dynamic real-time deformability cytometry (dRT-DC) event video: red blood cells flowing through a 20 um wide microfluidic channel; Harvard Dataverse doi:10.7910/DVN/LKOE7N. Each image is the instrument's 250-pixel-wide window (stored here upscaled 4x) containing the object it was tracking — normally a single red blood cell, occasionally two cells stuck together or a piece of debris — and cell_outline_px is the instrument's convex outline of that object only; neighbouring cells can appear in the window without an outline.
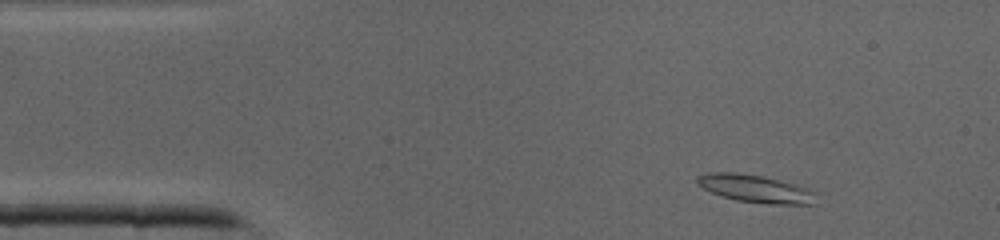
{"species": "common noctule bat (a hibernating species)", "species_latin": "Nyctalus noctula", "temperature_condition": "cold", "stored_images_in_passage": 39, "camera_frame_rate_fps": 3000, "um_per_image_px": 0.085, "animal": {"sex": "male", "body_mass_g": 19.0, "forearm_length_mm": 50.8}, "frame": {"image": 1, "passage_image": 3, "time_ms": 0.667, "image_size_px": [1000, 240], "cell_outline_px": [[816, 204], [768, 204], [736, 200], [712, 192], [696, 184], [696, 176], [708, 172], [736, 172], [764, 176], [796, 184], [808, 188], [816, 192]], "centroid_in_image_um": [64.24, 16.03], "position_along_channel_um": 20.8, "area_um2": 19.36}}
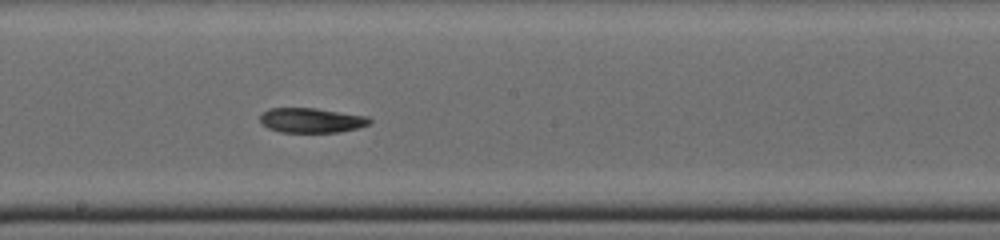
{"frame": {"image": 2, "passage_image": 20, "time_ms": 6.333, "image_size_px": [1000, 240], "cell_outline_px": [[372, 120], [368, 124], [356, 128], [340, 132], [280, 132], [268, 128], [260, 120], [260, 116], [268, 108], [316, 108], [368, 116]], "centroid_in_image_um": [26.47, 10.22], "position_along_channel_um": 221.7, "area_um2": 15.72}}
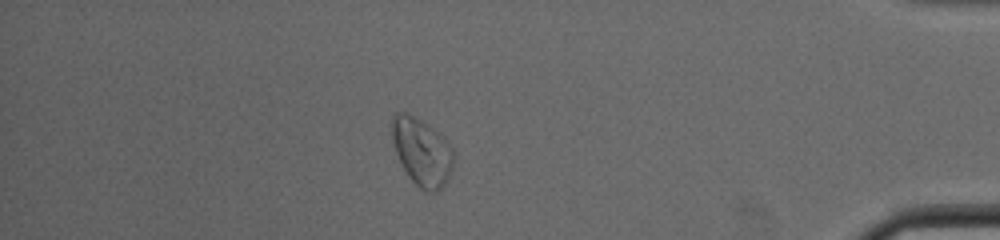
{"frame": {"image": 3, "passage_image": 34, "time_ms": 11.0, "image_size_px": [1000, 240], "cell_outline_px": [[452, 168], [444, 184], [436, 192], [424, 192], [408, 176], [396, 152], [392, 140], [392, 116], [396, 112], [404, 112], [416, 116], [432, 128], [452, 148]], "centroid_in_image_um": [35.82, 12.9], "position_along_channel_um": 399.4, "area_um2": 23.7}}